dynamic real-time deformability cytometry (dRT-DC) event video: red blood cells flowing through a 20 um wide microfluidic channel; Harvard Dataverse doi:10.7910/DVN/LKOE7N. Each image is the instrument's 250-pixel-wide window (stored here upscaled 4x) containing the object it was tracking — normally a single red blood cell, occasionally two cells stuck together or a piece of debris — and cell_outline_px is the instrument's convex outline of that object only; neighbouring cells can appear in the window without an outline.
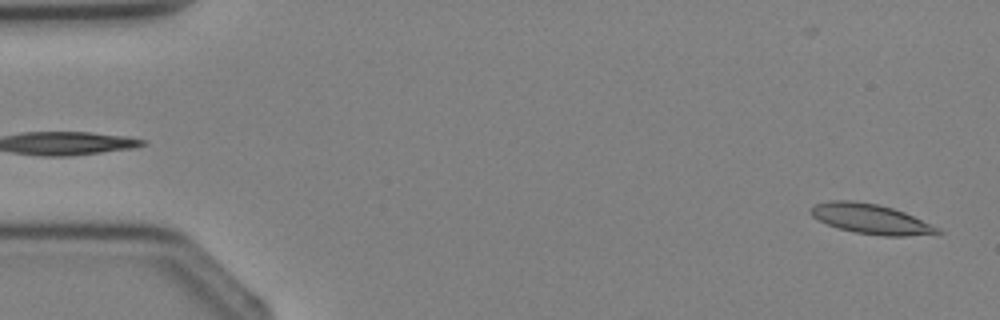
{"species": "Egyptian fruit bat (a non-hibernating species)", "species_latin": "Rousettus aegyptiacus", "temperature_condition": "cold", "stored_images_in_passage": 2, "segment_of_instrument_passage": [2, 2], "camera_frame_rate_fps": 3000, "um_per_image_px": 0.085, "animal": {"sex": "female"}, "frame": {"image": 1, "passage_image": 2, "time_ms": 1.333, "image_size_px": [1000, 320], "cell_outline_px": [[944, 232], [904, 236], [884, 236], [856, 232], [840, 228], [828, 224], [812, 216], [808, 212], [816, 204], [832, 200], [848, 200], [876, 204], [892, 208], [904, 212], [940, 228]], "centroid_in_image_um": [74.02, 18.61], "position_along_channel_um": 11.0, "area_um2": 21.62}}